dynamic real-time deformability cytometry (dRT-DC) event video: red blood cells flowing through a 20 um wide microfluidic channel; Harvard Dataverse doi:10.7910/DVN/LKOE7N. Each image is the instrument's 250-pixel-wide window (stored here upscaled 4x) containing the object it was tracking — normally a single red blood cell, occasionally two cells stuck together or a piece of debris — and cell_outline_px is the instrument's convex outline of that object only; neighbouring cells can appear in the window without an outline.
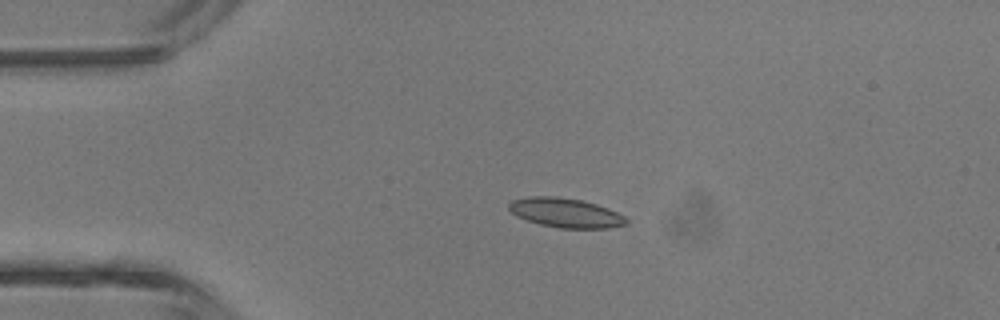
{"species": "common noctule bat (a hibernating species)", "species_latin": "Nyctalus noctula", "temperature_condition": "room temperature", "stored_images_in_passage": 4, "camera_frame_rate_fps": 3000, "um_per_image_px": 0.085, "animal": {"sex": "male", "body_mass_g": 13.3}, "frame": {"image": 1, "passage_image": 2, "time_ms": 1.0, "image_size_px": [1000, 320], "cell_outline_px": [[628, 224], [608, 228], [560, 228], [540, 224], [516, 216], [508, 208], [508, 204], [512, 200], [528, 196], [556, 196], [580, 200], [596, 204], [608, 208], [624, 216], [628, 220]], "centroid_in_image_um": [48.07, 18.08], "position_along_channel_um": 36.9, "area_um2": 20.06}}
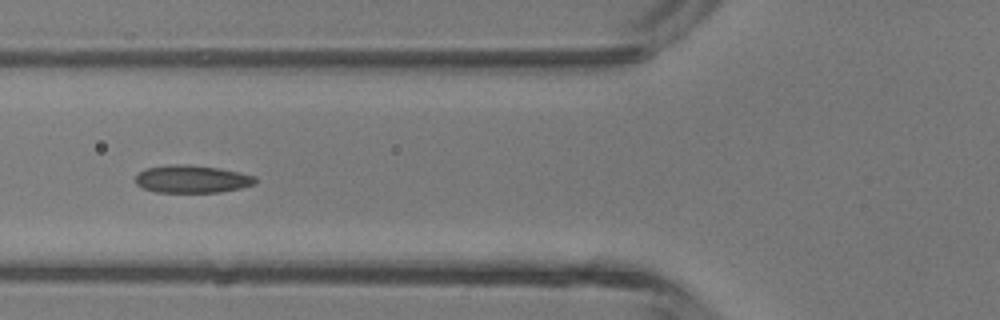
{"frame": {"image": 2, "passage_image": 4, "time_ms": 3.333, "image_size_px": [1000, 320], "cell_outline_px": [[256, 184], [240, 188], [220, 192], [156, 192], [144, 188], [136, 184], [136, 176], [144, 168], [168, 164], [188, 164], [220, 168], [240, 172], [256, 176]], "centroid_in_image_um": [16.33, 15.21], "position_along_channel_um": 109.5, "area_um2": 19.48}}